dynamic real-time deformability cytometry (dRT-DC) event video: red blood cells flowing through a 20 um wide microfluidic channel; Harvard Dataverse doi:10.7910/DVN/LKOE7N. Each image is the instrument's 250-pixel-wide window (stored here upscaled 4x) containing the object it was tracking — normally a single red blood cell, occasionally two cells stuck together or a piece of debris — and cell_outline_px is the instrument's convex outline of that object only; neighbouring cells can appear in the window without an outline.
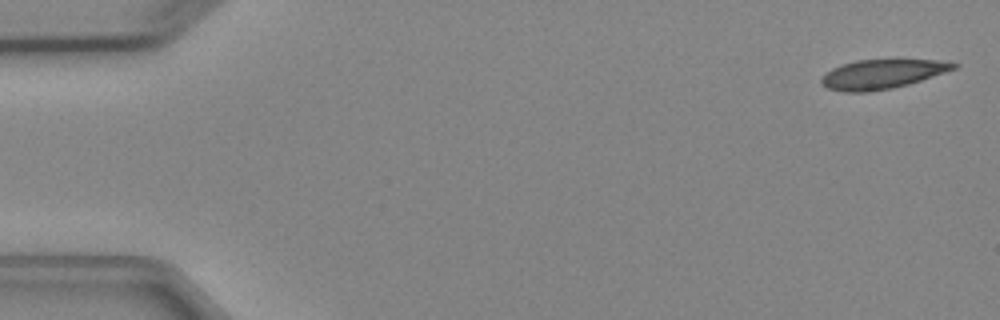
{"species": "Egyptian fruit bat (a non-hibernating species)", "species_latin": "Rousettus aegyptiacus", "temperature_condition": "cold", "stored_images_in_passage": 6, "camera_frame_rate_fps": 3000, "um_per_image_px": 0.085, "animal": {"sex": "female"}, "frame": {"image": 1, "passage_image": 1, "time_ms": 0.0, "image_size_px": [1000, 320], "cell_outline_px": [[960, 64], [956, 68], [908, 84], [892, 88], [864, 92], [844, 92], [828, 88], [820, 84], [820, 80], [832, 68], [856, 60], [936, 60]], "centroid_in_image_um": [74.95, 6.3], "position_along_channel_um": 10.1, "area_um2": 22.14}}